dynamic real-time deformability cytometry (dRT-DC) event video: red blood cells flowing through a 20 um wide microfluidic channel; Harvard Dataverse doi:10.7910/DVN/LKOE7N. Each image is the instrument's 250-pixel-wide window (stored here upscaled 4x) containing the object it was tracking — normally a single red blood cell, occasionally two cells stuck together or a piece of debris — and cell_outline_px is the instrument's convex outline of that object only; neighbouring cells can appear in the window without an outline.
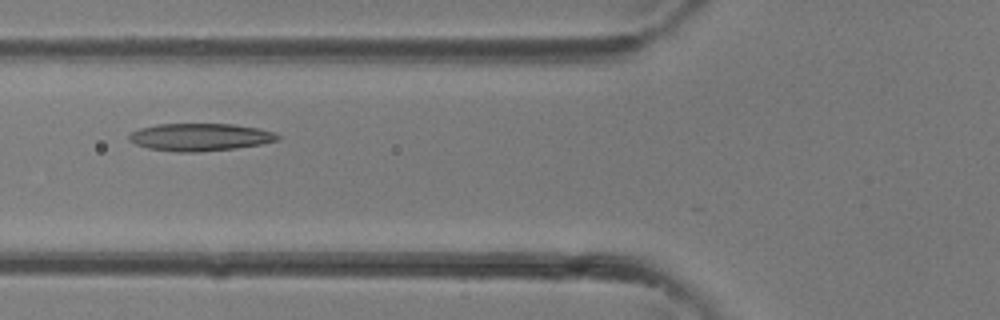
{"species": "common noctule bat (a hibernating species)", "species_latin": "Nyctalus noctula", "temperature_condition": "room temperature", "stored_images_in_passage": 27, "camera_frame_rate_fps": 3000, "um_per_image_px": 0.085, "animal": {"sex": "female"}, "frame": {"image": 1, "passage_image": 6, "time_ms": 1.667, "image_size_px": [1000, 320], "cell_outline_px": [[280, 140], [264, 144], [236, 148], [200, 152], [176, 152], [148, 148], [136, 144], [128, 140], [128, 136], [132, 132], [140, 128], [156, 124], [232, 124], [260, 128], [272, 132], [280, 136]], "centroid_in_image_um": [17.03, 11.66], "position_along_channel_um": 108.8, "area_um2": 23.99}}
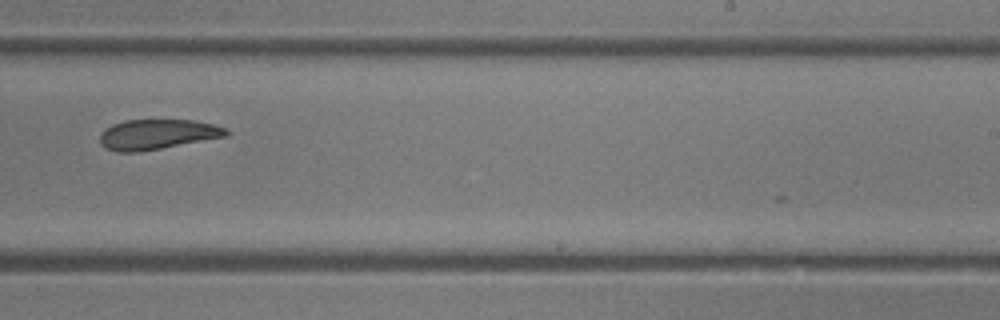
{"frame": {"image": 2, "passage_image": 15, "time_ms": 4.667, "image_size_px": [1000, 320], "cell_outline_px": [[232, 132], [228, 136], [160, 148], [136, 152], [116, 152], [100, 144], [100, 132], [104, 128], [112, 124], [124, 120], [192, 120], [212, 124], [228, 128]], "centroid_in_image_um": [13.38, 11.41], "position_along_channel_um": 275.6, "area_um2": 22.2}}
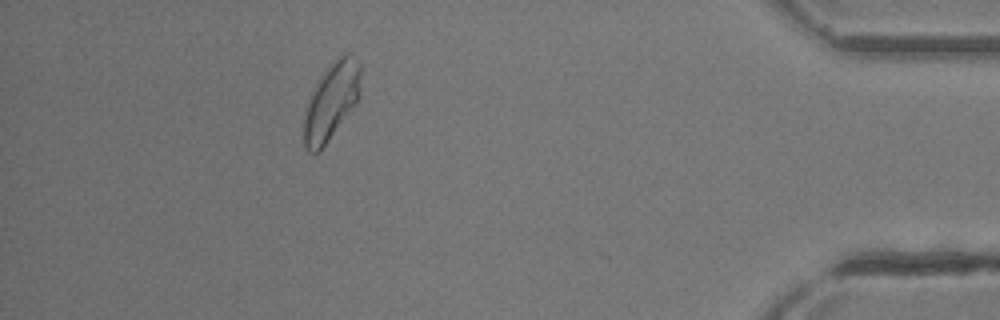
{"frame": {"image": 3, "passage_image": 25, "time_ms": 8.0, "image_size_px": [1000, 320], "cell_outline_px": [[360, 96], [320, 152], [308, 152], [304, 148], [304, 116], [308, 96], [312, 88], [336, 56], [344, 52], [352, 52], [360, 64]], "centroid_in_image_um": [28.15, 8.56], "position_along_channel_um": 407.1, "area_um2": 25.66}}